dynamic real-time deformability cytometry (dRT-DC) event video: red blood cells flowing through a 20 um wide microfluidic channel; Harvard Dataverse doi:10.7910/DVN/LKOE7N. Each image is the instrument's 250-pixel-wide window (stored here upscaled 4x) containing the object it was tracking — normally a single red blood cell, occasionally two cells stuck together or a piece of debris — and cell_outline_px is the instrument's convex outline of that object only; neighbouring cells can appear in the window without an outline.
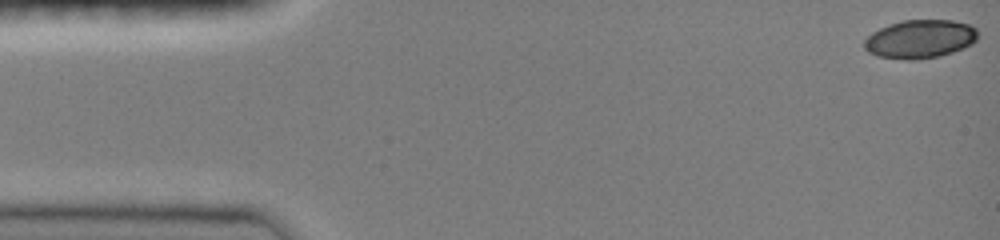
{"species": "common noctule bat (a hibernating species)", "species_latin": "Nyctalus noctula", "temperature_condition": "room temperature", "stored_images_in_passage": 13, "camera_frame_rate_fps": 3000, "um_per_image_px": 0.085, "animal": {"sex": "female", "body_mass_g": 19.0, "forearm_length_mm": 51.5}, "frame": {"image": 1, "passage_image": 1, "time_ms": 0.0, "image_size_px": [1000, 240], "cell_outline_px": [[976, 40], [972, 44], [952, 52], [940, 56], [916, 60], [908, 60], [876, 56], [868, 52], [864, 48], [864, 40], [872, 32], [888, 24], [904, 20], [952, 20], [968, 24], [976, 28]], "centroid_in_image_um": [78.17, 3.32], "position_along_channel_um": 6.8, "area_um2": 25.49}}
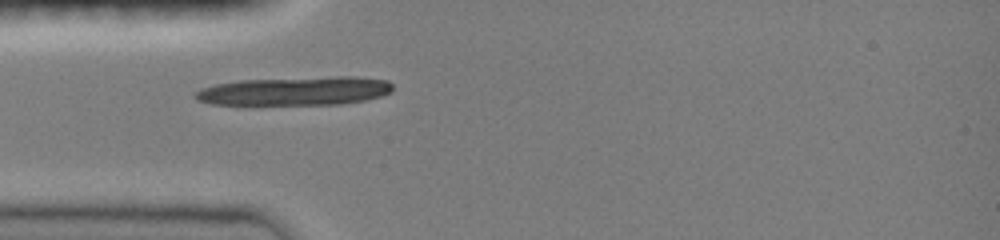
{"frame": {"image": 2, "passage_image": 8, "time_ms": 2.333, "image_size_px": [1000, 240], "cell_outline_px": [[392, 92], [380, 96], [364, 100], [340, 104], [212, 104], [196, 100], [192, 96], [200, 88], [216, 84], [240, 80], [336, 76], [356, 76], [388, 80], [392, 84]], "centroid_in_image_um": [25.09, 7.72], "position_along_channel_um": 59.9, "area_um2": 33.0}}
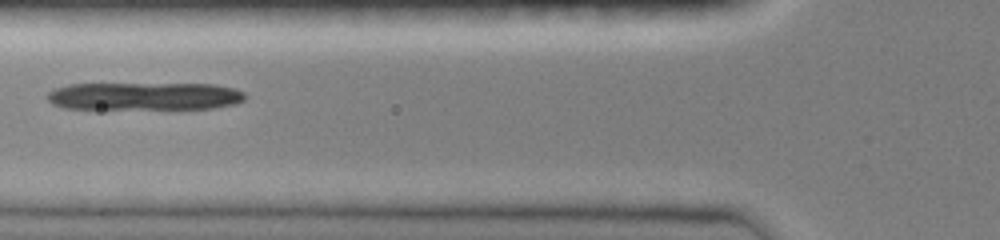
{"frame": {"image": 3, "passage_image": 10, "time_ms": 3.0, "image_size_px": [1000, 240], "cell_outline_px": [[248, 96], [244, 100], [236, 104], [212, 108], [64, 108], [52, 104], [44, 96], [48, 92], [56, 88], [68, 84], [212, 84], [232, 88], [244, 92]], "centroid_in_image_um": [12.27, 8.17], "position_along_channel_um": 113.5, "area_um2": 31.85}}